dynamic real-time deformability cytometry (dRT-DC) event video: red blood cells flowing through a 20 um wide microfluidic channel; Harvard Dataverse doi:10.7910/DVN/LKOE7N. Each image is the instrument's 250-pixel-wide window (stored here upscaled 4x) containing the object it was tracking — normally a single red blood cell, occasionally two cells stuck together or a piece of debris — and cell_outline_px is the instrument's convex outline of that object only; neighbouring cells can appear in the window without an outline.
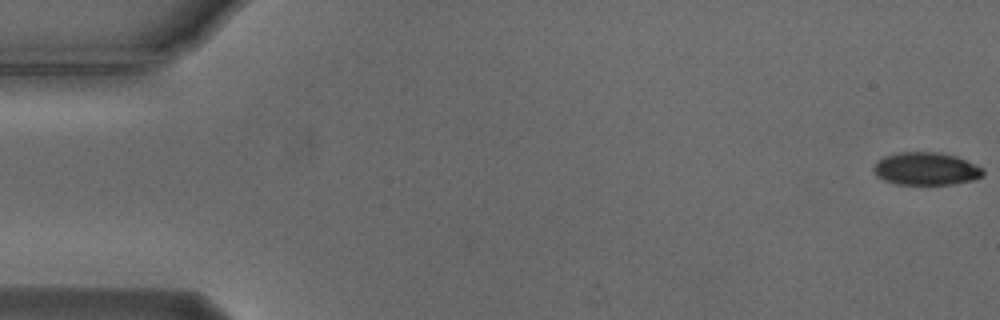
{"species": "Egyptian fruit bat (a non-hibernating species)", "species_latin": "Rousettus aegyptiacus", "temperature_condition": "cold", "stored_images_in_passage": 9, "camera_frame_rate_fps": 3000, "um_per_image_px": 0.085, "animal": {"sex": "male"}, "frame": {"image": 1, "passage_image": 1, "time_ms": 0.0, "image_size_px": [1000, 320], "cell_outline_px": [[984, 176], [972, 180], [952, 184], [896, 184], [884, 180], [876, 176], [872, 172], [872, 168], [884, 156], [896, 152], [936, 152], [956, 156], [976, 164], [984, 168]], "centroid_in_image_um": [78.72, 14.34], "position_along_channel_um": 6.3, "area_um2": 20.98}}